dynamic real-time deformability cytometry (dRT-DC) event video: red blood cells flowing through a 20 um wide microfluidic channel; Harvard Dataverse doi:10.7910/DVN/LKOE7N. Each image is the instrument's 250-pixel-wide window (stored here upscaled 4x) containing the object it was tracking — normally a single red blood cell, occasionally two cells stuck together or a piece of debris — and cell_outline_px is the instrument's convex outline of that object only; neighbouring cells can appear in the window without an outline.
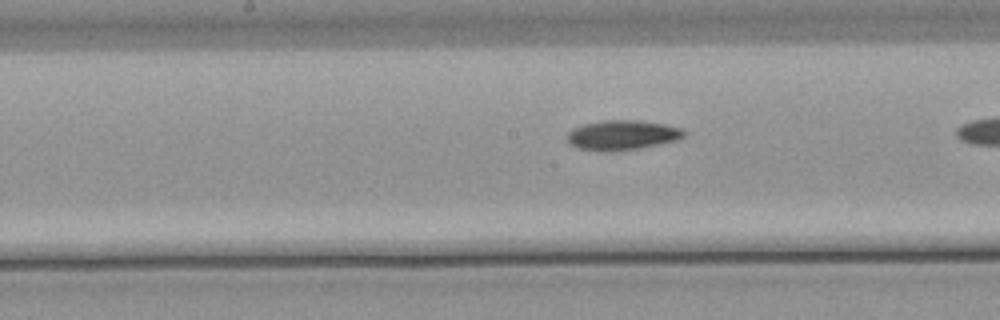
{"species": "common noctule bat (a hibernating species)", "species_latin": "Nyctalus noctula", "temperature_condition": "warm", "stored_images_in_passage": 34, "camera_frame_rate_fps": 3000, "um_per_image_px": 0.085, "animal": {"sex": "male", "body_mass_g": 21.5, "forearm_length_mm": 52.0}, "frame": {"image": 1, "passage_image": 20, "time_ms": 6.333, "image_size_px": [1000, 320], "cell_outline_px": [[684, 136], [676, 140], [640, 148], [616, 152], [600, 152], [580, 148], [568, 144], [568, 132], [572, 128], [584, 124], [604, 120], [640, 120], [664, 124], [680, 128], [684, 132]], "centroid_in_image_um": [52.84, 11.49], "position_along_channel_um": 195.4, "area_um2": 20.35}}
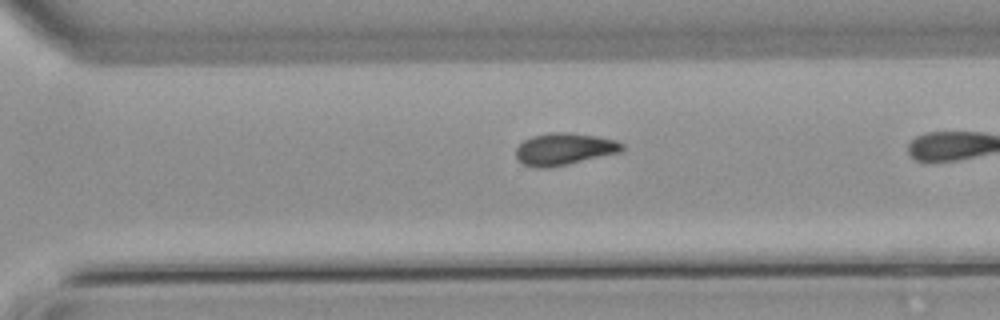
{"frame": {"image": 2, "passage_image": 30, "time_ms": 9.667, "image_size_px": [1000, 320], "cell_outline_px": [[624, 148], [620, 152], [568, 164], [548, 168], [536, 168], [520, 164], [516, 160], [516, 148], [524, 140], [532, 136], [552, 132], [568, 132], [596, 136], [616, 140], [624, 144]], "centroid_in_image_um": [47.92, 12.68], "position_along_channel_um": 322.7, "area_um2": 19.94}}